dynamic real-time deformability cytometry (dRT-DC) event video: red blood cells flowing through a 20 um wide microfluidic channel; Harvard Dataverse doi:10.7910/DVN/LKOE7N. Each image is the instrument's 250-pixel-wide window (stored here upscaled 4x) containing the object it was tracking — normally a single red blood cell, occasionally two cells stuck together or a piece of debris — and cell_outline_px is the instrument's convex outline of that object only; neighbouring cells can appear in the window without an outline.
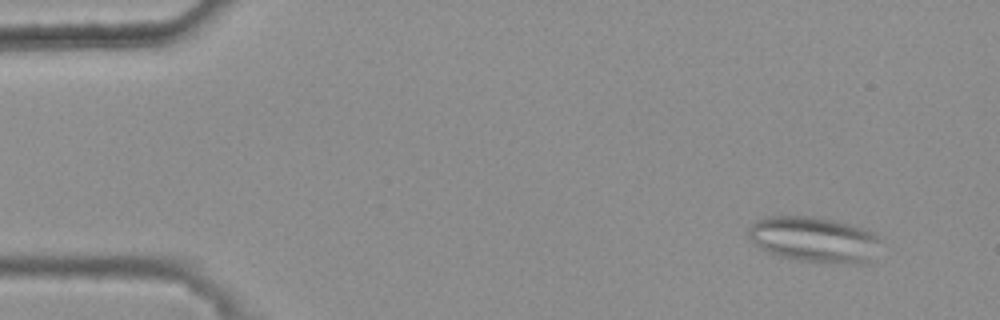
{"species": "common noctule bat (a hibernating species)", "species_latin": "Nyctalus noctula", "temperature_condition": "warm", "stored_images_in_passage": 47, "segment_of_instrument_passage": [1, 2], "camera_frame_rate_fps": 3000, "um_per_image_px": 0.085, "animal": {"sex": "female", "body_mass_g": 25.1}, "frame": {"image": 1, "passage_image": 5, "time_ms": 1.333, "image_size_px": [1000, 320], "cell_outline_px": [[880, 236], [868, 264], [832, 264], [800, 260], [780, 256], [768, 252], [760, 248], [748, 236], [748, 228], [756, 220], [764, 216], [816, 216], [836, 220], [868, 228]], "centroid_in_image_um": [69.22, 20.34], "position_along_channel_um": 15.8, "area_um2": 35.55}}